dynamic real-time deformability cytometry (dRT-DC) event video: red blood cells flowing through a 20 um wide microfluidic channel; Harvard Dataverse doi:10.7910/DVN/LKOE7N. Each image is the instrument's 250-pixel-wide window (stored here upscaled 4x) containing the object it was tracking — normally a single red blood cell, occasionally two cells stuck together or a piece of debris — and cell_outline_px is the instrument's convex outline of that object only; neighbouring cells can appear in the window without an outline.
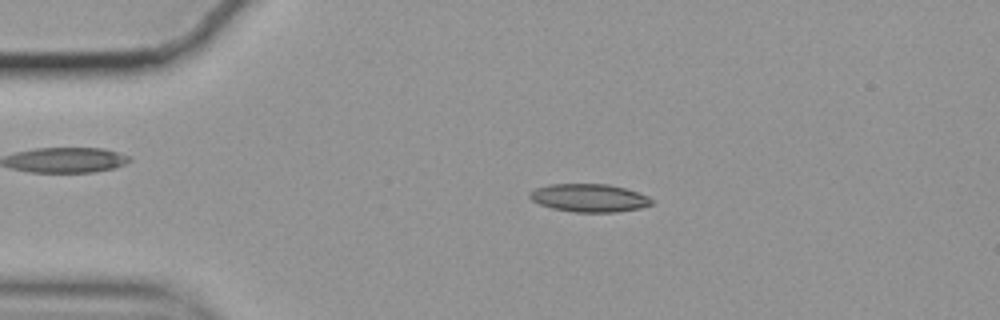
{"species": "common noctule bat (a hibernating species)", "species_latin": "Nyctalus noctula", "temperature_condition": "cold", "stored_images_in_passage": 56, "camera_frame_rate_fps": 3000, "um_per_image_px": 0.085, "animal": {"sex": "female", "body_mass_g": 19.9}, "frame": {"image": 1, "passage_image": 11, "time_ms": 3.333, "image_size_px": [1000, 320], "cell_outline_px": [[652, 204], [640, 208], [616, 212], [576, 212], [552, 208], [540, 204], [532, 200], [528, 196], [528, 192], [536, 188], [548, 184], [608, 184], [624, 188], [648, 196], [652, 200]], "centroid_in_image_um": [50.05, 16.82], "position_along_channel_um": 34.9, "area_um2": 19.83}}
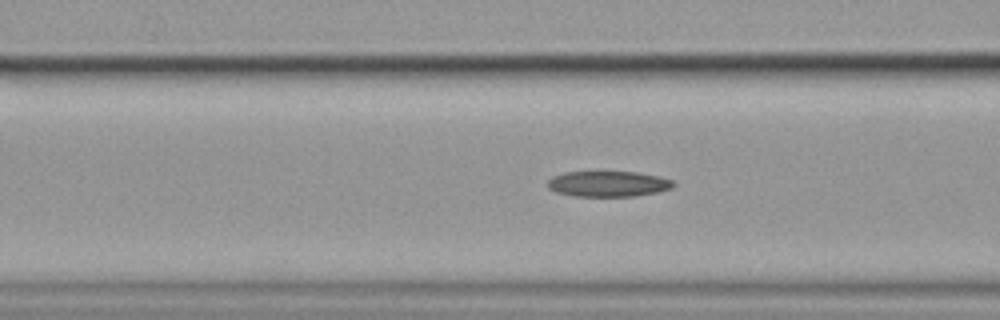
{"frame": {"image": 2, "passage_image": 21, "time_ms": 6.667, "image_size_px": [1000, 320], "cell_outline_px": [[676, 184], [672, 188], [656, 192], [636, 196], [576, 196], [556, 192], [548, 188], [548, 180], [552, 176], [564, 172], [636, 172], [656, 176], [672, 180]], "centroid_in_image_um": [51.68, 15.63], "position_along_channel_um": 114.9, "area_um2": 18.67}}
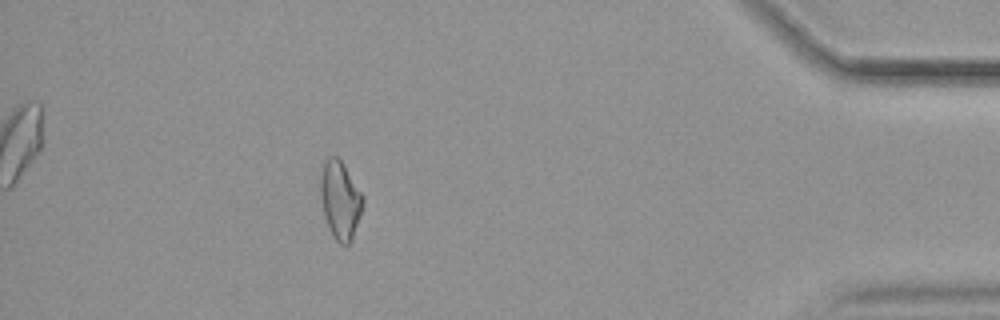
{"frame": {"image": 3, "passage_image": 50, "time_ms": 16.333, "image_size_px": [1000, 320], "cell_outline_px": [[364, 204], [352, 240], [344, 248], [332, 236], [324, 216], [320, 196], [320, 176], [324, 160], [328, 156], [336, 156], [344, 164], [364, 196]], "centroid_in_image_um": [28.92, 17.01], "position_along_channel_um": 406.3, "area_um2": 19.65}, "authors_computed_cell_mechanics": {"area_um2": 19.1029, "velocity_mm_per_s": 3.5254, "shape_relaxation_time_tau1_ms": null, "shape_relaxation_time_tau2_ms": 5.3878, "deformation_change_tau1": null, "deformation_change_tau2": 0.1391}}